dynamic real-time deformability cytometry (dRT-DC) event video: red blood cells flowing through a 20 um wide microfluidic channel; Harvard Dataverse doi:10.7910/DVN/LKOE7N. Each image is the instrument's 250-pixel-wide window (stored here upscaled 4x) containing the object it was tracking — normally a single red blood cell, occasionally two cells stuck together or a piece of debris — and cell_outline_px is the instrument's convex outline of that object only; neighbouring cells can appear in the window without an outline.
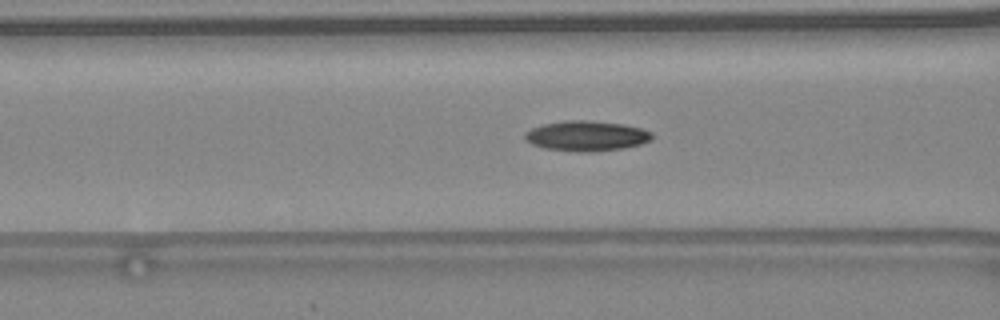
{"species": "common noctule bat (a hibernating species)", "species_latin": "Nyctalus noctula", "temperature_condition": "warm", "stored_images_in_passage": 47, "camera_frame_rate_fps": 3000, "um_per_image_px": 0.085, "animal": {"sex": "female", "body_mass_g": 24.6, "forearm_length_mm": 56.2}, "frame": {"image": 1, "passage_image": 20, "time_ms": 6.333, "image_size_px": [1000, 320], "cell_outline_px": [[652, 140], [640, 144], [624, 148], [592, 152], [580, 152], [544, 148], [532, 144], [524, 140], [524, 132], [532, 128], [544, 124], [564, 120], [584, 120], [624, 124], [640, 128], [652, 132]], "centroid_in_image_um": [49.83, 11.55], "position_along_channel_um": 116.8, "area_um2": 22.43}}